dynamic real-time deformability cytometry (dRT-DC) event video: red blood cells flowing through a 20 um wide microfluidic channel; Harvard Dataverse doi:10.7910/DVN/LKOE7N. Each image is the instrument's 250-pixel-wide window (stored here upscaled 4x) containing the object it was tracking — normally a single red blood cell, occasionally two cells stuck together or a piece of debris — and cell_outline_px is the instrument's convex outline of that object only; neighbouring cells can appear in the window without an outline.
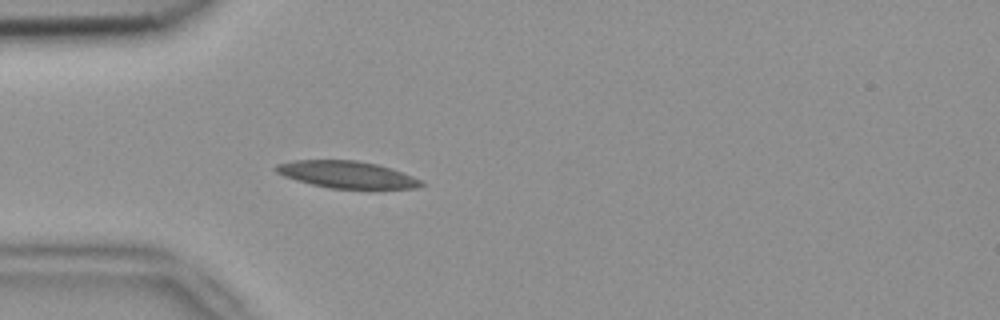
{"species": "common noctule bat (a hibernating species)", "species_latin": "Nyctalus noctula", "temperature_condition": "room temperature", "stored_images_in_passage": 3, "camera_frame_rate_fps": 3000, "um_per_image_px": 0.085, "animal": {"sex": "female", "body_mass_g": 18.4}, "frame": {"image": 1, "passage_image": 3, "time_ms": 0.667, "image_size_px": [1000, 320], "cell_outline_px": [[428, 184], [416, 188], [368, 192], [328, 188], [296, 180], [284, 176], [276, 172], [272, 168], [276, 164], [296, 160], [356, 160], [376, 164], [392, 168], [424, 180]], "centroid_in_image_um": [29.62, 14.9], "position_along_channel_um": 55.4, "area_um2": 24.22}}